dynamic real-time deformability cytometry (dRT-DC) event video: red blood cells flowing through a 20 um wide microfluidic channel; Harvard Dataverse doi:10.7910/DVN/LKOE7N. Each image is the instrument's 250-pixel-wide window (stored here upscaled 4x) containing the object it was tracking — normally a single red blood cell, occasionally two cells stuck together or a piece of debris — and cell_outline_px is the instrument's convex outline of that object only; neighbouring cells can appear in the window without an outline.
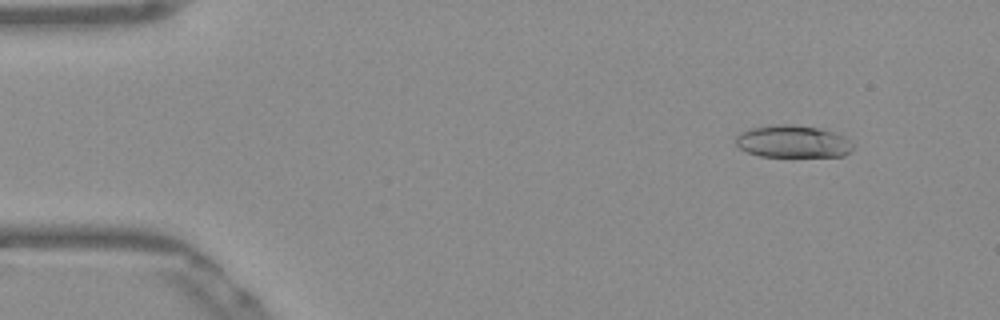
{"species": "Egyptian fruit bat (a non-hibernating species)", "species_latin": "Rousettus aegyptiacus", "temperature_condition": "warm", "stored_images_in_passage": 53, "camera_frame_rate_fps": 3000, "um_per_image_px": 0.085, "frame": {"image": 1, "passage_image": 6, "time_ms": 1.667, "image_size_px": [1000, 320], "cell_outline_px": [[852, 148], [844, 156], [760, 156], [748, 152], [740, 148], [736, 144], [736, 136], [740, 132], [752, 128], [776, 124], [792, 124], [820, 128], [844, 136], [852, 144]], "centroid_in_image_um": [67.37, 12.02], "position_along_channel_um": 17.6, "area_um2": 21.91}}
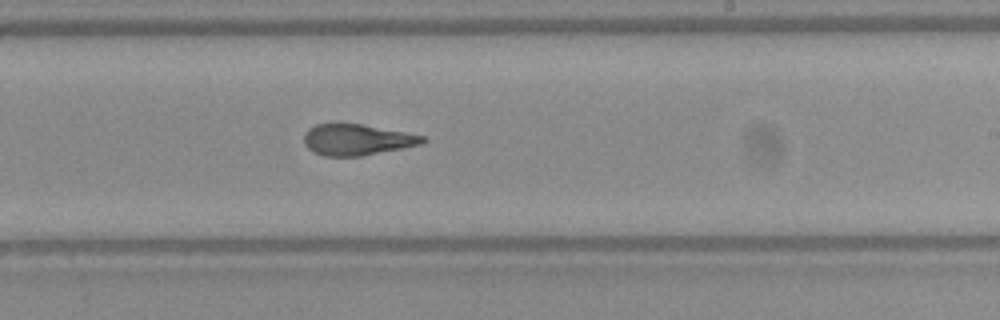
{"frame": {"image": 2, "passage_image": 32, "time_ms": 10.333, "image_size_px": [1000, 320], "cell_outline_px": [[428, 140], [424, 144], [404, 148], [360, 156], [324, 156], [312, 152], [304, 144], [304, 132], [308, 128], [316, 124], [360, 124], [404, 132], [424, 136]], "centroid_in_image_um": [30.34, 11.88], "position_along_channel_um": 258.7, "area_um2": 21.5}}
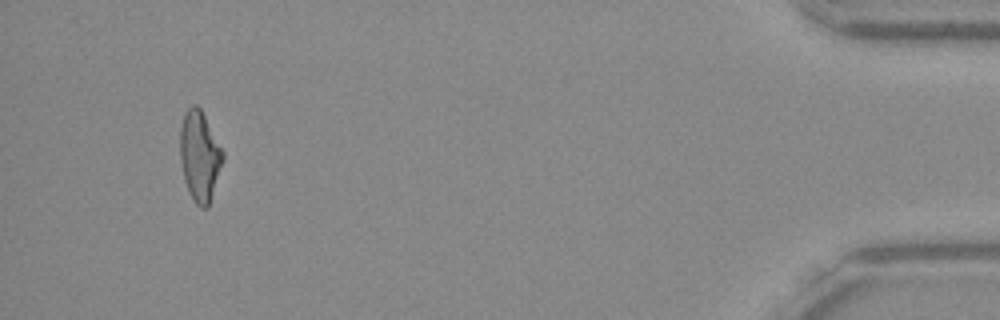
{"frame": {"image": 3, "passage_image": 50, "time_ms": 16.333, "image_size_px": [1000, 320], "cell_outline_px": [[224, 160], [208, 208], [200, 208], [196, 204], [188, 192], [184, 180], [180, 160], [180, 128], [184, 112], [192, 104], [196, 104], [200, 108], [224, 152]], "centroid_in_image_um": [16.97, 13.28], "position_along_channel_um": 418.2, "area_um2": 22.66}, "authors_computed_cell_mechanics": {"area_um2": 22.4842, "velocity_mm_per_s": 3.8851, "shape_relaxation_time_tau1_ms": null, "shape_relaxation_time_tau2_ms": 2.0822, "deformation_change_tau1": null, "deformation_change_tau2": 0.1083}}